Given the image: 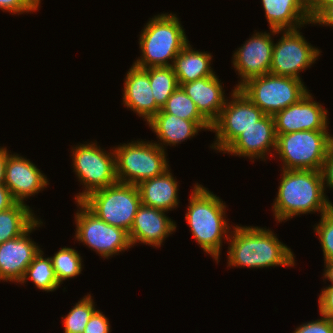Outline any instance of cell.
I'll list each match as a JSON object with an SVG mask.
<instances>
[{
	"mask_svg": "<svg viewBox=\"0 0 333 333\" xmlns=\"http://www.w3.org/2000/svg\"><path fill=\"white\" fill-rule=\"evenodd\" d=\"M239 225L233 226L229 236L227 267L262 269L295 266L291 248L269 228Z\"/></svg>",
	"mask_w": 333,
	"mask_h": 333,
	"instance_id": "obj_1",
	"label": "cell"
},
{
	"mask_svg": "<svg viewBox=\"0 0 333 333\" xmlns=\"http://www.w3.org/2000/svg\"><path fill=\"white\" fill-rule=\"evenodd\" d=\"M279 184L272 204L277 223L308 213L319 212L321 216L333 208L324 191L321 171L281 169Z\"/></svg>",
	"mask_w": 333,
	"mask_h": 333,
	"instance_id": "obj_2",
	"label": "cell"
},
{
	"mask_svg": "<svg viewBox=\"0 0 333 333\" xmlns=\"http://www.w3.org/2000/svg\"><path fill=\"white\" fill-rule=\"evenodd\" d=\"M185 220L205 253L220 262L223 240H229L232 225L226 220V203L202 184H194ZM232 227V228H231Z\"/></svg>",
	"mask_w": 333,
	"mask_h": 333,
	"instance_id": "obj_3",
	"label": "cell"
},
{
	"mask_svg": "<svg viewBox=\"0 0 333 333\" xmlns=\"http://www.w3.org/2000/svg\"><path fill=\"white\" fill-rule=\"evenodd\" d=\"M138 40L141 56L133 64L140 68L172 66L189 42L177 15L168 12L150 18Z\"/></svg>",
	"mask_w": 333,
	"mask_h": 333,
	"instance_id": "obj_4",
	"label": "cell"
},
{
	"mask_svg": "<svg viewBox=\"0 0 333 333\" xmlns=\"http://www.w3.org/2000/svg\"><path fill=\"white\" fill-rule=\"evenodd\" d=\"M329 130H303L276 134V149L282 161L280 169L321 171L328 151L332 148Z\"/></svg>",
	"mask_w": 333,
	"mask_h": 333,
	"instance_id": "obj_5",
	"label": "cell"
},
{
	"mask_svg": "<svg viewBox=\"0 0 333 333\" xmlns=\"http://www.w3.org/2000/svg\"><path fill=\"white\" fill-rule=\"evenodd\" d=\"M116 177L120 183L138 185L157 177L170 167L166 151L155 142L136 140L113 147Z\"/></svg>",
	"mask_w": 333,
	"mask_h": 333,
	"instance_id": "obj_6",
	"label": "cell"
},
{
	"mask_svg": "<svg viewBox=\"0 0 333 333\" xmlns=\"http://www.w3.org/2000/svg\"><path fill=\"white\" fill-rule=\"evenodd\" d=\"M73 172L83 191L76 194L75 202H80L91 192L106 188L118 182L116 177L115 153L102 149L96 142L77 144L72 147Z\"/></svg>",
	"mask_w": 333,
	"mask_h": 333,
	"instance_id": "obj_7",
	"label": "cell"
},
{
	"mask_svg": "<svg viewBox=\"0 0 333 333\" xmlns=\"http://www.w3.org/2000/svg\"><path fill=\"white\" fill-rule=\"evenodd\" d=\"M81 202L99 219L129 233L141 198L137 185L117 182L91 192Z\"/></svg>",
	"mask_w": 333,
	"mask_h": 333,
	"instance_id": "obj_8",
	"label": "cell"
},
{
	"mask_svg": "<svg viewBox=\"0 0 333 333\" xmlns=\"http://www.w3.org/2000/svg\"><path fill=\"white\" fill-rule=\"evenodd\" d=\"M266 115L297 103L308 91L303 80L267 73L247 80L238 88Z\"/></svg>",
	"mask_w": 333,
	"mask_h": 333,
	"instance_id": "obj_9",
	"label": "cell"
},
{
	"mask_svg": "<svg viewBox=\"0 0 333 333\" xmlns=\"http://www.w3.org/2000/svg\"><path fill=\"white\" fill-rule=\"evenodd\" d=\"M75 204L79 207L74 215L75 240L88 246L104 260L132 247L127 231L99 219L81 201Z\"/></svg>",
	"mask_w": 333,
	"mask_h": 333,
	"instance_id": "obj_10",
	"label": "cell"
},
{
	"mask_svg": "<svg viewBox=\"0 0 333 333\" xmlns=\"http://www.w3.org/2000/svg\"><path fill=\"white\" fill-rule=\"evenodd\" d=\"M230 94L231 98L228 97L226 100L211 129V132L215 133V141L210 148L220 153L243 133V130L254 125L265 115L239 89L234 88Z\"/></svg>",
	"mask_w": 333,
	"mask_h": 333,
	"instance_id": "obj_11",
	"label": "cell"
},
{
	"mask_svg": "<svg viewBox=\"0 0 333 333\" xmlns=\"http://www.w3.org/2000/svg\"><path fill=\"white\" fill-rule=\"evenodd\" d=\"M300 30H279L282 36L273 45L269 73L302 80L300 73L316 63L321 49L307 42Z\"/></svg>",
	"mask_w": 333,
	"mask_h": 333,
	"instance_id": "obj_12",
	"label": "cell"
},
{
	"mask_svg": "<svg viewBox=\"0 0 333 333\" xmlns=\"http://www.w3.org/2000/svg\"><path fill=\"white\" fill-rule=\"evenodd\" d=\"M244 42L233 54L232 67L237 71L240 82L233 88L238 89L247 80L270 72L274 39L279 30L270 29V33L257 32Z\"/></svg>",
	"mask_w": 333,
	"mask_h": 333,
	"instance_id": "obj_13",
	"label": "cell"
},
{
	"mask_svg": "<svg viewBox=\"0 0 333 333\" xmlns=\"http://www.w3.org/2000/svg\"><path fill=\"white\" fill-rule=\"evenodd\" d=\"M314 101L308 91L297 103L277 112L273 118L276 134H287L303 130H329L327 108Z\"/></svg>",
	"mask_w": 333,
	"mask_h": 333,
	"instance_id": "obj_14",
	"label": "cell"
},
{
	"mask_svg": "<svg viewBox=\"0 0 333 333\" xmlns=\"http://www.w3.org/2000/svg\"><path fill=\"white\" fill-rule=\"evenodd\" d=\"M276 141L277 135L275 132L274 118L271 115L265 114L260 120L255 122L254 125L243 130V133L222 153L248 158L253 163L255 159L266 161L268 154L270 157H276L272 153L275 152Z\"/></svg>",
	"mask_w": 333,
	"mask_h": 333,
	"instance_id": "obj_15",
	"label": "cell"
},
{
	"mask_svg": "<svg viewBox=\"0 0 333 333\" xmlns=\"http://www.w3.org/2000/svg\"><path fill=\"white\" fill-rule=\"evenodd\" d=\"M48 184L46 175L29 159L15 152L8 155L4 185L16 202L26 204V199L42 192Z\"/></svg>",
	"mask_w": 333,
	"mask_h": 333,
	"instance_id": "obj_16",
	"label": "cell"
},
{
	"mask_svg": "<svg viewBox=\"0 0 333 333\" xmlns=\"http://www.w3.org/2000/svg\"><path fill=\"white\" fill-rule=\"evenodd\" d=\"M43 225L38 219L24 234L0 244V281L18 283L40 247L30 238L31 232Z\"/></svg>",
	"mask_w": 333,
	"mask_h": 333,
	"instance_id": "obj_17",
	"label": "cell"
},
{
	"mask_svg": "<svg viewBox=\"0 0 333 333\" xmlns=\"http://www.w3.org/2000/svg\"><path fill=\"white\" fill-rule=\"evenodd\" d=\"M167 211L143 204L137 209L129 239L134 247L137 243L160 248L166 238L176 231V222L166 215Z\"/></svg>",
	"mask_w": 333,
	"mask_h": 333,
	"instance_id": "obj_18",
	"label": "cell"
},
{
	"mask_svg": "<svg viewBox=\"0 0 333 333\" xmlns=\"http://www.w3.org/2000/svg\"><path fill=\"white\" fill-rule=\"evenodd\" d=\"M123 88V105L149 122L161 108L156 104L148 76V68L132 64L126 73Z\"/></svg>",
	"mask_w": 333,
	"mask_h": 333,
	"instance_id": "obj_19",
	"label": "cell"
},
{
	"mask_svg": "<svg viewBox=\"0 0 333 333\" xmlns=\"http://www.w3.org/2000/svg\"><path fill=\"white\" fill-rule=\"evenodd\" d=\"M147 124L158 138V141L154 142L164 151H166L167 146L172 147L185 140H191L199 131H211L212 129V125L208 121L181 119L178 116L165 113L162 109Z\"/></svg>",
	"mask_w": 333,
	"mask_h": 333,
	"instance_id": "obj_20",
	"label": "cell"
},
{
	"mask_svg": "<svg viewBox=\"0 0 333 333\" xmlns=\"http://www.w3.org/2000/svg\"><path fill=\"white\" fill-rule=\"evenodd\" d=\"M217 74L188 83H179L184 92L194 101L200 114L212 125L225 106V90Z\"/></svg>",
	"mask_w": 333,
	"mask_h": 333,
	"instance_id": "obj_21",
	"label": "cell"
},
{
	"mask_svg": "<svg viewBox=\"0 0 333 333\" xmlns=\"http://www.w3.org/2000/svg\"><path fill=\"white\" fill-rule=\"evenodd\" d=\"M178 187V181L173 177L171 169L137 185L141 204L167 212L179 206Z\"/></svg>",
	"mask_w": 333,
	"mask_h": 333,
	"instance_id": "obj_22",
	"label": "cell"
},
{
	"mask_svg": "<svg viewBox=\"0 0 333 333\" xmlns=\"http://www.w3.org/2000/svg\"><path fill=\"white\" fill-rule=\"evenodd\" d=\"M269 29L295 30L311 24L306 0H261Z\"/></svg>",
	"mask_w": 333,
	"mask_h": 333,
	"instance_id": "obj_23",
	"label": "cell"
},
{
	"mask_svg": "<svg viewBox=\"0 0 333 333\" xmlns=\"http://www.w3.org/2000/svg\"><path fill=\"white\" fill-rule=\"evenodd\" d=\"M212 54L192 48L190 43L180 51L173 62V70L178 83H188L215 75L211 68Z\"/></svg>",
	"mask_w": 333,
	"mask_h": 333,
	"instance_id": "obj_24",
	"label": "cell"
},
{
	"mask_svg": "<svg viewBox=\"0 0 333 333\" xmlns=\"http://www.w3.org/2000/svg\"><path fill=\"white\" fill-rule=\"evenodd\" d=\"M29 205L16 202L0 212V244L24 234L38 219Z\"/></svg>",
	"mask_w": 333,
	"mask_h": 333,
	"instance_id": "obj_25",
	"label": "cell"
},
{
	"mask_svg": "<svg viewBox=\"0 0 333 333\" xmlns=\"http://www.w3.org/2000/svg\"><path fill=\"white\" fill-rule=\"evenodd\" d=\"M42 248L34 256L32 262L26 268L20 284H26L28 280L32 281L38 290L43 292H54L60 287L50 257H45Z\"/></svg>",
	"mask_w": 333,
	"mask_h": 333,
	"instance_id": "obj_26",
	"label": "cell"
},
{
	"mask_svg": "<svg viewBox=\"0 0 333 333\" xmlns=\"http://www.w3.org/2000/svg\"><path fill=\"white\" fill-rule=\"evenodd\" d=\"M149 81L156 104L162 108L171 94L179 87L173 67L148 68Z\"/></svg>",
	"mask_w": 333,
	"mask_h": 333,
	"instance_id": "obj_27",
	"label": "cell"
},
{
	"mask_svg": "<svg viewBox=\"0 0 333 333\" xmlns=\"http://www.w3.org/2000/svg\"><path fill=\"white\" fill-rule=\"evenodd\" d=\"M50 258L56 278L60 284L82 273L83 259L74 248L63 247Z\"/></svg>",
	"mask_w": 333,
	"mask_h": 333,
	"instance_id": "obj_28",
	"label": "cell"
},
{
	"mask_svg": "<svg viewBox=\"0 0 333 333\" xmlns=\"http://www.w3.org/2000/svg\"><path fill=\"white\" fill-rule=\"evenodd\" d=\"M95 306L91 293L78 300L68 314L62 317L63 333H84L87 323L97 310Z\"/></svg>",
	"mask_w": 333,
	"mask_h": 333,
	"instance_id": "obj_29",
	"label": "cell"
},
{
	"mask_svg": "<svg viewBox=\"0 0 333 333\" xmlns=\"http://www.w3.org/2000/svg\"><path fill=\"white\" fill-rule=\"evenodd\" d=\"M165 113L191 121H207L198 111L194 101L179 86L161 108Z\"/></svg>",
	"mask_w": 333,
	"mask_h": 333,
	"instance_id": "obj_30",
	"label": "cell"
},
{
	"mask_svg": "<svg viewBox=\"0 0 333 333\" xmlns=\"http://www.w3.org/2000/svg\"><path fill=\"white\" fill-rule=\"evenodd\" d=\"M320 217L313 229L320 241L324 262L333 261V208Z\"/></svg>",
	"mask_w": 333,
	"mask_h": 333,
	"instance_id": "obj_31",
	"label": "cell"
},
{
	"mask_svg": "<svg viewBox=\"0 0 333 333\" xmlns=\"http://www.w3.org/2000/svg\"><path fill=\"white\" fill-rule=\"evenodd\" d=\"M41 0H0V10L10 14L33 13L39 10Z\"/></svg>",
	"mask_w": 333,
	"mask_h": 333,
	"instance_id": "obj_32",
	"label": "cell"
},
{
	"mask_svg": "<svg viewBox=\"0 0 333 333\" xmlns=\"http://www.w3.org/2000/svg\"><path fill=\"white\" fill-rule=\"evenodd\" d=\"M292 333H333V319L321 315L320 319L297 326Z\"/></svg>",
	"mask_w": 333,
	"mask_h": 333,
	"instance_id": "obj_33",
	"label": "cell"
},
{
	"mask_svg": "<svg viewBox=\"0 0 333 333\" xmlns=\"http://www.w3.org/2000/svg\"><path fill=\"white\" fill-rule=\"evenodd\" d=\"M109 319L101 312L96 310L87 323L84 333H111Z\"/></svg>",
	"mask_w": 333,
	"mask_h": 333,
	"instance_id": "obj_34",
	"label": "cell"
},
{
	"mask_svg": "<svg viewBox=\"0 0 333 333\" xmlns=\"http://www.w3.org/2000/svg\"><path fill=\"white\" fill-rule=\"evenodd\" d=\"M318 307L319 315L333 319V288L321 289Z\"/></svg>",
	"mask_w": 333,
	"mask_h": 333,
	"instance_id": "obj_35",
	"label": "cell"
},
{
	"mask_svg": "<svg viewBox=\"0 0 333 333\" xmlns=\"http://www.w3.org/2000/svg\"><path fill=\"white\" fill-rule=\"evenodd\" d=\"M324 191L329 187L333 190V148H331L323 162L321 168Z\"/></svg>",
	"mask_w": 333,
	"mask_h": 333,
	"instance_id": "obj_36",
	"label": "cell"
},
{
	"mask_svg": "<svg viewBox=\"0 0 333 333\" xmlns=\"http://www.w3.org/2000/svg\"><path fill=\"white\" fill-rule=\"evenodd\" d=\"M311 24L329 26L333 29V4L326 6L312 21Z\"/></svg>",
	"mask_w": 333,
	"mask_h": 333,
	"instance_id": "obj_37",
	"label": "cell"
},
{
	"mask_svg": "<svg viewBox=\"0 0 333 333\" xmlns=\"http://www.w3.org/2000/svg\"><path fill=\"white\" fill-rule=\"evenodd\" d=\"M330 4H333V0H306L307 11L311 21Z\"/></svg>",
	"mask_w": 333,
	"mask_h": 333,
	"instance_id": "obj_38",
	"label": "cell"
},
{
	"mask_svg": "<svg viewBox=\"0 0 333 333\" xmlns=\"http://www.w3.org/2000/svg\"><path fill=\"white\" fill-rule=\"evenodd\" d=\"M15 203L10 190L5 185H0V212L11 208Z\"/></svg>",
	"mask_w": 333,
	"mask_h": 333,
	"instance_id": "obj_39",
	"label": "cell"
},
{
	"mask_svg": "<svg viewBox=\"0 0 333 333\" xmlns=\"http://www.w3.org/2000/svg\"><path fill=\"white\" fill-rule=\"evenodd\" d=\"M11 152L7 150V147L0 146V185H4L5 180V166L7 162V157Z\"/></svg>",
	"mask_w": 333,
	"mask_h": 333,
	"instance_id": "obj_40",
	"label": "cell"
},
{
	"mask_svg": "<svg viewBox=\"0 0 333 333\" xmlns=\"http://www.w3.org/2000/svg\"><path fill=\"white\" fill-rule=\"evenodd\" d=\"M323 280H329L331 285L324 288H333V261L324 262Z\"/></svg>",
	"mask_w": 333,
	"mask_h": 333,
	"instance_id": "obj_41",
	"label": "cell"
},
{
	"mask_svg": "<svg viewBox=\"0 0 333 333\" xmlns=\"http://www.w3.org/2000/svg\"><path fill=\"white\" fill-rule=\"evenodd\" d=\"M331 142H332V148H333V135H332V137H331Z\"/></svg>",
	"mask_w": 333,
	"mask_h": 333,
	"instance_id": "obj_42",
	"label": "cell"
}]
</instances>
